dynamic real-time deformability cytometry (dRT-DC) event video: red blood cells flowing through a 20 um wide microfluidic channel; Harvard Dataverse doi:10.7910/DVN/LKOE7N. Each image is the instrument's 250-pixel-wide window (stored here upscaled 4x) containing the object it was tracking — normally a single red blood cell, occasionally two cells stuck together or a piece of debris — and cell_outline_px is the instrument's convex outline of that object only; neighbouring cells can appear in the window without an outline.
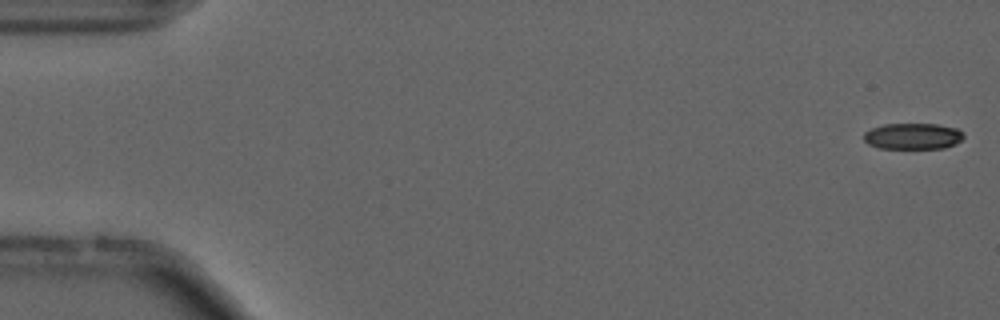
{"species": "common noctule bat (a hibernating species)", "species_latin": "Nyctalus noctula", "temperature_condition": "cold", "stored_images_in_passage": 55, "camera_frame_rate_fps": 3000, "um_per_image_px": 0.085, "animal": {"sex": "male", "forearm_length_mm": 52.5}, "frame": {"image": 1, "passage_image": 1, "time_ms": 0.0, "image_size_px": [1000, 320], "cell_outline_px": [[964, 136], [956, 144], [944, 148], [880, 148], [868, 144], [864, 140], [864, 132], [872, 128], [884, 124], [936, 124], [956, 128], [964, 132]], "centroid_in_image_um": [77.6, 11.57], "position_along_channel_um": 7.4, "area_um2": 15.2}}
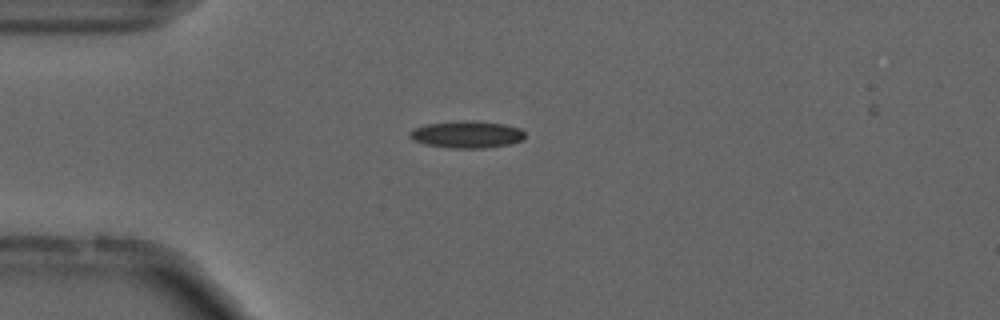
{"frame": {"image": 2, "passage_image": 14, "time_ms": 4.333, "image_size_px": [1000, 320], "cell_outline_px": [[524, 140], [508, 144], [484, 148], [448, 148], [424, 144], [412, 140], [408, 136], [408, 132], [416, 128], [428, 124], [460, 120], [476, 120], [504, 124], [520, 128], [524, 132]], "centroid_in_image_um": [39.67, 11.42], "position_along_channel_um": 45.3, "area_um2": 18.32}, "authors_computed_cell_mechanics": {"area_um2": 16.4152, "velocity_mm_per_s": 3.7316, "shape_relaxation_time_tau1_ms": null, "shape_relaxation_time_tau2_ms": 6.255, "deformation_change_tau1": null, "deformation_change_tau2": 0.1437}}